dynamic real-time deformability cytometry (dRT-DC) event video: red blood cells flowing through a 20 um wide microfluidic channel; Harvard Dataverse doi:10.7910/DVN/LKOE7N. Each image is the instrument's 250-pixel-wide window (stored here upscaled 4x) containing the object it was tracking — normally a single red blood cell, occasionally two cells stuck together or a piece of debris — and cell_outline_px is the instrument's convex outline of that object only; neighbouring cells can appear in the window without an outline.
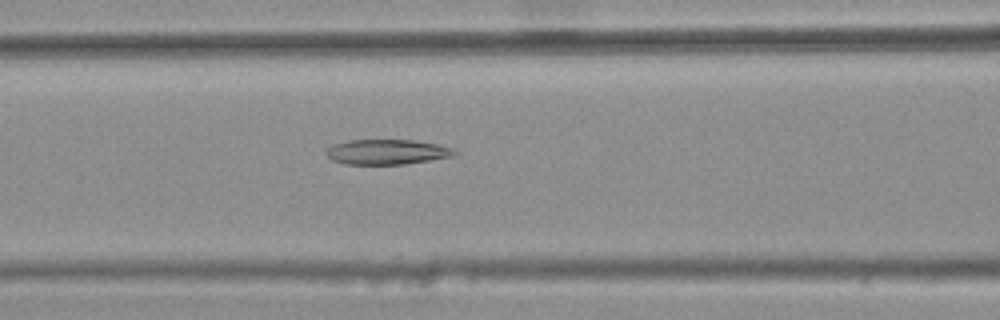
{"species": "common noctule bat (a hibernating species)", "species_latin": "Nyctalus noctula", "temperature_condition": "warm", "stored_images_in_passage": 35, "camera_frame_rate_fps": 3000, "um_per_image_px": 0.085, "animal": {"sex": "female", "body_mass_g": 25.1}, "frame": {"image": 1, "passage_image": 9, "time_ms": 2.667, "image_size_px": [1000, 320], "cell_outline_px": [[460, 152], [452, 156], [404, 164], [344, 164], [332, 160], [328, 156], [328, 148], [332, 144], [348, 140], [412, 140], [436, 144], [452, 148]], "centroid_in_image_um": [32.89, 12.91], "position_along_channel_um": 133.7, "area_um2": 18.55}}
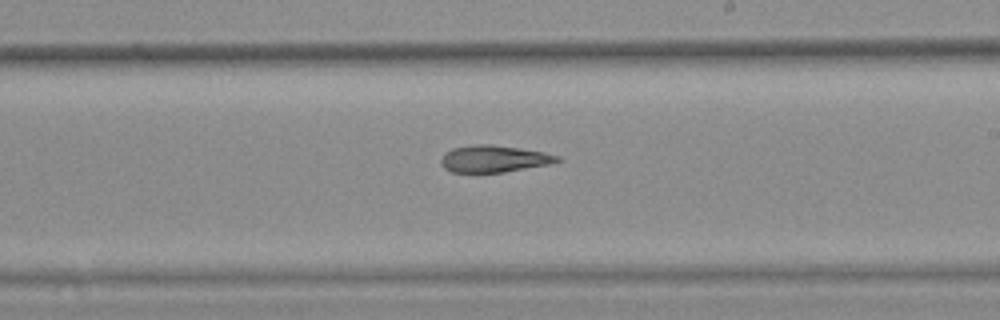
{"frame": {"image": 2, "passage_image": 18, "time_ms": 5.667, "image_size_px": [1000, 320], "cell_outline_px": [[564, 160], [548, 164], [504, 172], [452, 172], [444, 168], [440, 164], [440, 160], [444, 152], [452, 148], [472, 144], [492, 144], [520, 148], [544, 152], [560, 156]], "centroid_in_image_um": [41.96, 13.48], "position_along_channel_um": 247.0, "area_um2": 18.38}}
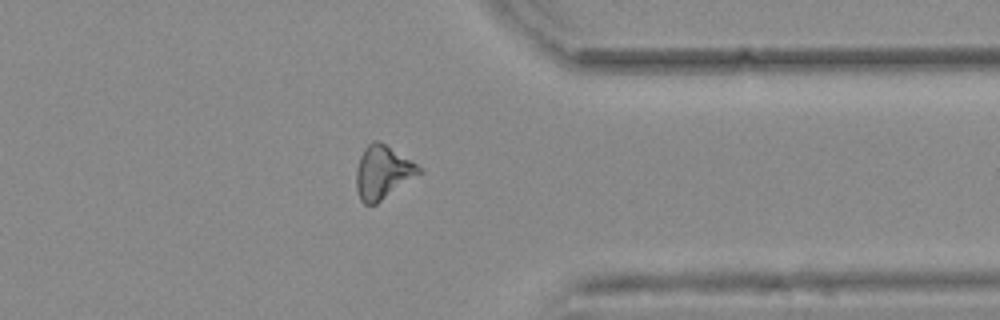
{"frame": {"image": 3, "passage_image": 29, "time_ms": 9.333, "image_size_px": [1000, 320], "cell_outline_px": [[424, 172], [376, 204], [364, 204], [360, 200], [356, 188], [356, 168], [360, 156], [364, 148], [372, 140], [376, 140], [384, 144], [416, 164]], "centroid_in_image_um": [32.51, 14.67], "position_along_channel_um": 378.9, "area_um2": 19.36}}